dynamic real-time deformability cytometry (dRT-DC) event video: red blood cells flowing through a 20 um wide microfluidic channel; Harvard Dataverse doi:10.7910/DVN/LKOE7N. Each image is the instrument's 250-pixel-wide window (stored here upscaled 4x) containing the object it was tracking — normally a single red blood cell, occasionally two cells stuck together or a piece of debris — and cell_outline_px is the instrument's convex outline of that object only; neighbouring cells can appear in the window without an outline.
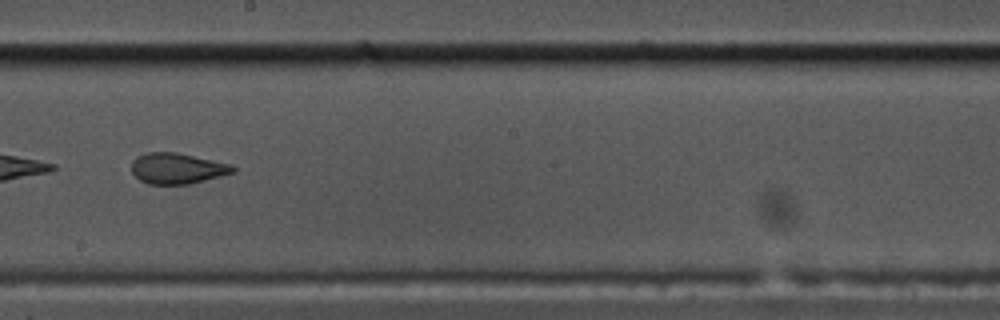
{"species": "common noctule bat (a hibernating species)", "species_latin": "Nyctalus noctula", "temperature_condition": "cold", "stored_images_in_passage": 56, "camera_frame_rate_fps": 3000, "um_per_image_px": 0.085, "animal": {"sex": "male", "body_mass_g": 17.5, "forearm_length_mm": 52.3}, "frame": {"image": 1, "passage_image": 32, "time_ms": 10.333, "image_size_px": [1000, 320], "cell_outline_px": [[236, 172], [188, 184], [148, 184], [140, 180], [132, 172], [132, 160], [136, 156], [148, 152], [176, 152], [232, 164], [236, 168]], "centroid_in_image_um": [15.07, 14.31], "position_along_channel_um": 233.1, "area_um2": 18.21}, "authors_computed_cell_mechanics": {"area_um2": 27.744, "velocity_mm_per_s": 3.4555, "shape_relaxation_time_tau1_ms": null, "shape_relaxation_time_tau2_ms": 1.3235, "deformation_change_tau1": null, "deformation_change_tau2": 0.0875}}